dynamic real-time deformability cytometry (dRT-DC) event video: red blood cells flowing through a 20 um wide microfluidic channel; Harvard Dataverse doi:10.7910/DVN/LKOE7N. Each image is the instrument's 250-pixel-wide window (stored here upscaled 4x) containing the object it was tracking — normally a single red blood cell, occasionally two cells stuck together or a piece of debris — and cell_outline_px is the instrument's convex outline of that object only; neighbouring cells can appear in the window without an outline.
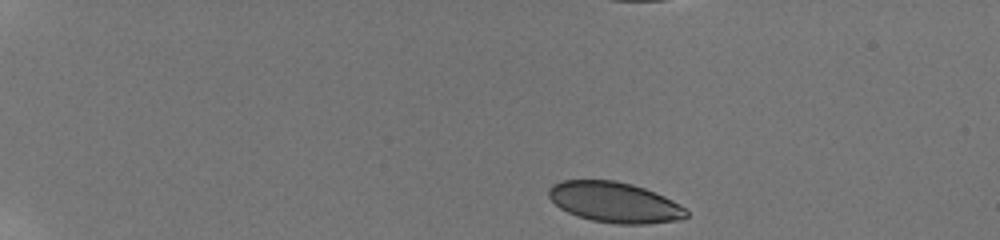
{"species": "human", "species_latin": "Homo sapiens", "temperature_condition": "room temperature", "stored_images_in_passage": 16, "camera_frame_rate_fps": 3000, "um_per_image_px": 0.085, "donor": {"sex": "male"}, "frame": {"image": 1, "passage_image": 1, "time_ms": 0.0, "image_size_px": [1000, 240], "cell_outline_px": [[688, 216], [680, 220], [644, 224], [616, 224], [592, 220], [576, 216], [560, 208], [548, 196], [548, 188], [552, 184], [560, 180], [616, 180], [632, 184], [656, 192], [680, 204], [688, 212]], "centroid_in_image_um": [52.23, 17.19], "position_along_channel_um": 32.8, "area_um2": 32.66}}